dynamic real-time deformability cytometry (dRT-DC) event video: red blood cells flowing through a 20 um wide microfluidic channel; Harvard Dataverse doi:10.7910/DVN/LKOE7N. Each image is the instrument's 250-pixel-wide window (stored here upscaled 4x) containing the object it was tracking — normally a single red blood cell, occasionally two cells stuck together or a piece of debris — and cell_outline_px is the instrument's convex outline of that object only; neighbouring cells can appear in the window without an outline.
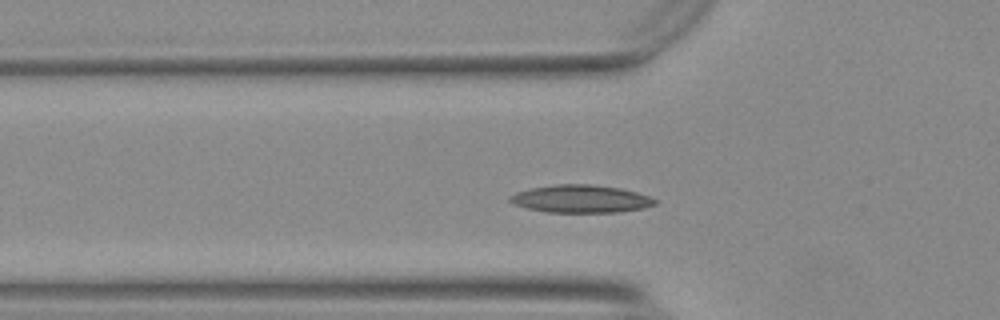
{"species": "Egyptian fruit bat (a non-hibernating species)", "species_latin": "Rousettus aegyptiacus", "temperature_condition": "warm", "stored_images_in_passage": 49, "camera_frame_rate_fps": 3000, "um_per_image_px": 0.085, "animal": {"sex": "female"}, "frame": {"image": 1, "passage_image": 12, "time_ms": 3.667, "image_size_px": [1000, 320], "cell_outline_px": [[656, 204], [644, 208], [620, 212], [548, 212], [528, 208], [512, 204], [508, 200], [508, 196], [516, 192], [532, 188], [556, 184], [588, 184], [620, 188], [636, 192], [648, 196], [656, 200]], "centroid_in_image_um": [49.34, 16.9], "position_along_channel_um": 76.5, "area_um2": 23.35}}
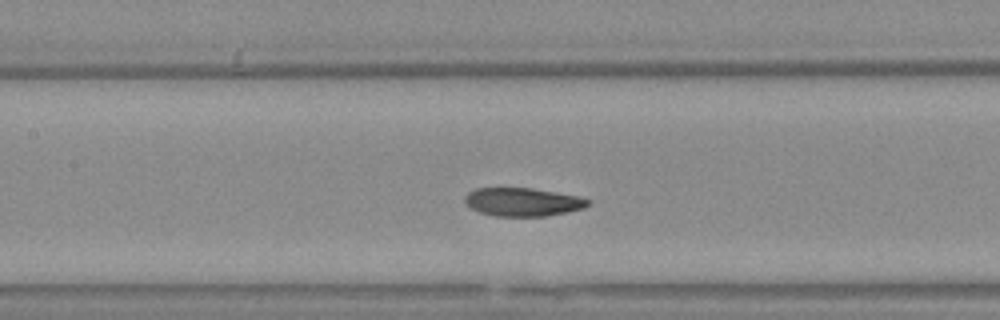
{"frame": {"image": 2, "passage_image": 19, "time_ms": 6.0, "image_size_px": [1000, 320], "cell_outline_px": [[592, 200], [584, 208], [568, 212], [548, 216], [496, 216], [480, 212], [472, 208], [464, 200], [464, 196], [468, 192], [476, 188], [528, 188], [576, 196]], "centroid_in_image_um": [44.42, 17.17], "position_along_channel_um": 163.0, "area_um2": 20.11}}
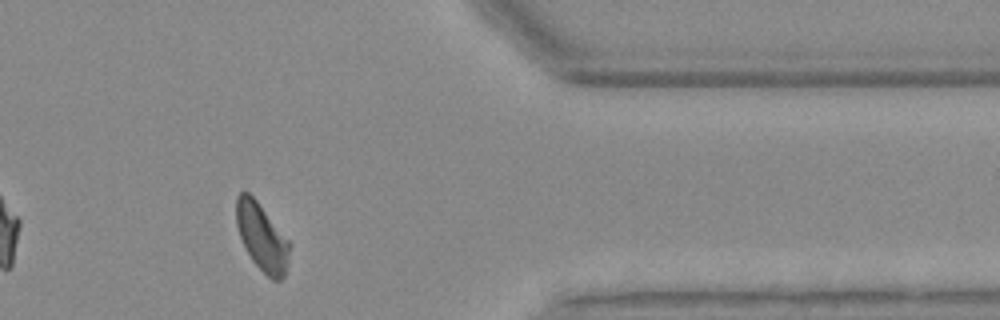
{"frame": {"image": 3, "passage_image": 39, "time_ms": 12.667, "image_size_px": [1000, 320], "cell_outline_px": [[288, 264], [284, 276], [280, 280], [272, 280], [252, 260], [240, 236], [236, 224], [236, 196], [240, 192], [248, 192], [256, 200], [288, 240]], "centroid_in_image_um": [22.24, 20.15], "position_along_channel_um": 389.2, "area_um2": 20.29}, "authors_computed_cell_mechanics": {"area_um2": 21.097, "velocity_mm_per_s": 3.6957, "shape_relaxation_time_tau1_ms": 7.0457, "shape_relaxation_time_tau2_ms": 1.7564, "deformation_change_tau1": 0.1655, "deformation_change_tau2": 0.0648}}